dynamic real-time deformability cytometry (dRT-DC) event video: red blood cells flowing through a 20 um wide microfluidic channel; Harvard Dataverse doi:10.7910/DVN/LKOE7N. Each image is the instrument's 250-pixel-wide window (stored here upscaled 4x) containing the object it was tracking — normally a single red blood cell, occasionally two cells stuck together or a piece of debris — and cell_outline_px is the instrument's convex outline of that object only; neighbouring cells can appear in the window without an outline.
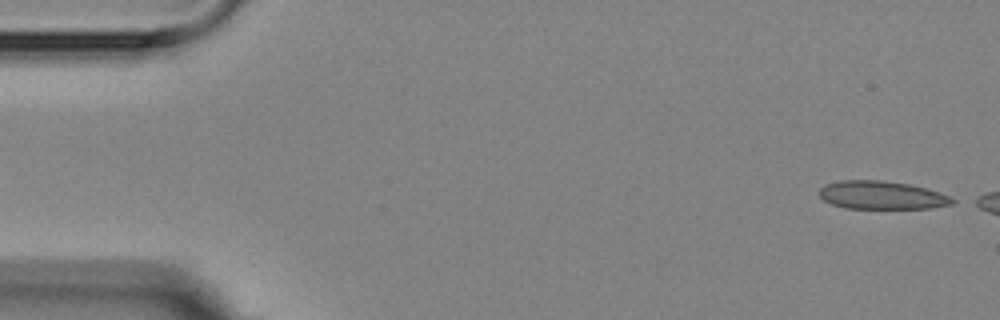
{"species": "Egyptian fruit bat (a non-hibernating species)", "species_latin": "Rousettus aegyptiacus", "temperature_condition": "room temperature", "stored_images_in_passage": 4, "segment_of_instrument_passage": [2, 2], "camera_frame_rate_fps": 3000, "um_per_image_px": 0.085, "animal": {"sex": "female"}, "frame": {"image": 1, "passage_image": 4, "time_ms": 3.667, "image_size_px": [1000, 320], "cell_outline_px": [[956, 200], [952, 204], [928, 208], [844, 208], [832, 204], [824, 200], [820, 196], [820, 188], [824, 184], [840, 180], [880, 180], [908, 184], [924, 188], [948, 196]], "centroid_in_image_um": [74.89, 16.58], "position_along_channel_um": 10.1, "area_um2": 21.56}}